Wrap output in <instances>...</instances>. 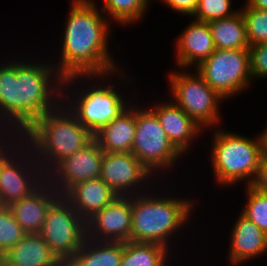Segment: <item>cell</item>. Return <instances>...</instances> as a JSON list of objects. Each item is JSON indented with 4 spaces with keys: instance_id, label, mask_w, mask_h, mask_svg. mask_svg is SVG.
I'll list each match as a JSON object with an SVG mask.
<instances>
[{
    "instance_id": "obj_33",
    "label": "cell",
    "mask_w": 267,
    "mask_h": 266,
    "mask_svg": "<svg viewBox=\"0 0 267 266\" xmlns=\"http://www.w3.org/2000/svg\"><path fill=\"white\" fill-rule=\"evenodd\" d=\"M3 126V128L1 129V130H3L4 129V131H0V133L1 132H3L2 134H7L8 132H10L11 134L13 133V131L15 130V129H13V128H11V127H7V126H5V125H2ZM5 128H6V130L7 129H9L8 131H7V133L5 132L6 130H5ZM12 132H11V131ZM5 132V133H4ZM2 138V139H1ZM3 138L4 139H6L7 140V137L5 138L4 136H0V160L11 150V146L12 145H14V144H11V142L9 143L8 141L9 140H7V141H5V140H3ZM3 141V142H2ZM5 141V142H4ZM4 143H7V145L5 146V144ZM4 144V145H3ZM9 144H11V145H9ZM6 148V149H5ZM9 148V149H8Z\"/></svg>"
},
{
    "instance_id": "obj_5",
    "label": "cell",
    "mask_w": 267,
    "mask_h": 266,
    "mask_svg": "<svg viewBox=\"0 0 267 266\" xmlns=\"http://www.w3.org/2000/svg\"><path fill=\"white\" fill-rule=\"evenodd\" d=\"M213 135L210 159L216 181L223 186H234L240 181L251 185L263 158L258 136L252 139L222 129Z\"/></svg>"
},
{
    "instance_id": "obj_13",
    "label": "cell",
    "mask_w": 267,
    "mask_h": 266,
    "mask_svg": "<svg viewBox=\"0 0 267 266\" xmlns=\"http://www.w3.org/2000/svg\"><path fill=\"white\" fill-rule=\"evenodd\" d=\"M131 222L130 196H118L85 221L86 238L109 242L130 241Z\"/></svg>"
},
{
    "instance_id": "obj_16",
    "label": "cell",
    "mask_w": 267,
    "mask_h": 266,
    "mask_svg": "<svg viewBox=\"0 0 267 266\" xmlns=\"http://www.w3.org/2000/svg\"><path fill=\"white\" fill-rule=\"evenodd\" d=\"M215 50L209 24L194 19L177 39L176 63L182 69L197 67Z\"/></svg>"
},
{
    "instance_id": "obj_31",
    "label": "cell",
    "mask_w": 267,
    "mask_h": 266,
    "mask_svg": "<svg viewBox=\"0 0 267 266\" xmlns=\"http://www.w3.org/2000/svg\"><path fill=\"white\" fill-rule=\"evenodd\" d=\"M199 0H162L169 8L184 15H194Z\"/></svg>"
},
{
    "instance_id": "obj_35",
    "label": "cell",
    "mask_w": 267,
    "mask_h": 266,
    "mask_svg": "<svg viewBox=\"0 0 267 266\" xmlns=\"http://www.w3.org/2000/svg\"><path fill=\"white\" fill-rule=\"evenodd\" d=\"M258 139L262 147L263 157H267V127L263 133L259 134Z\"/></svg>"
},
{
    "instance_id": "obj_3",
    "label": "cell",
    "mask_w": 267,
    "mask_h": 266,
    "mask_svg": "<svg viewBox=\"0 0 267 266\" xmlns=\"http://www.w3.org/2000/svg\"><path fill=\"white\" fill-rule=\"evenodd\" d=\"M93 138V134L62 103L38 118L21 135V140L26 141L25 144L34 153L45 175L59 162L86 146Z\"/></svg>"
},
{
    "instance_id": "obj_21",
    "label": "cell",
    "mask_w": 267,
    "mask_h": 266,
    "mask_svg": "<svg viewBox=\"0 0 267 266\" xmlns=\"http://www.w3.org/2000/svg\"><path fill=\"white\" fill-rule=\"evenodd\" d=\"M11 266H60L39 233L27 234L2 257Z\"/></svg>"
},
{
    "instance_id": "obj_19",
    "label": "cell",
    "mask_w": 267,
    "mask_h": 266,
    "mask_svg": "<svg viewBox=\"0 0 267 266\" xmlns=\"http://www.w3.org/2000/svg\"><path fill=\"white\" fill-rule=\"evenodd\" d=\"M230 239V264L237 266L267 252V234L242 213L233 227Z\"/></svg>"
},
{
    "instance_id": "obj_18",
    "label": "cell",
    "mask_w": 267,
    "mask_h": 266,
    "mask_svg": "<svg viewBox=\"0 0 267 266\" xmlns=\"http://www.w3.org/2000/svg\"><path fill=\"white\" fill-rule=\"evenodd\" d=\"M63 197L86 221L109 205L118 195L99 177L77 183Z\"/></svg>"
},
{
    "instance_id": "obj_30",
    "label": "cell",
    "mask_w": 267,
    "mask_h": 266,
    "mask_svg": "<svg viewBox=\"0 0 267 266\" xmlns=\"http://www.w3.org/2000/svg\"><path fill=\"white\" fill-rule=\"evenodd\" d=\"M252 78L267 77V42L249 47Z\"/></svg>"
},
{
    "instance_id": "obj_34",
    "label": "cell",
    "mask_w": 267,
    "mask_h": 266,
    "mask_svg": "<svg viewBox=\"0 0 267 266\" xmlns=\"http://www.w3.org/2000/svg\"><path fill=\"white\" fill-rule=\"evenodd\" d=\"M245 2L252 8L267 10V0H246Z\"/></svg>"
},
{
    "instance_id": "obj_2",
    "label": "cell",
    "mask_w": 267,
    "mask_h": 266,
    "mask_svg": "<svg viewBox=\"0 0 267 266\" xmlns=\"http://www.w3.org/2000/svg\"><path fill=\"white\" fill-rule=\"evenodd\" d=\"M71 5L60 62L54 64L64 78L63 89H69L78 78H103L118 70L107 49L110 26L102 11L93 0H73Z\"/></svg>"
},
{
    "instance_id": "obj_9",
    "label": "cell",
    "mask_w": 267,
    "mask_h": 266,
    "mask_svg": "<svg viewBox=\"0 0 267 266\" xmlns=\"http://www.w3.org/2000/svg\"><path fill=\"white\" fill-rule=\"evenodd\" d=\"M135 123L132 154L139 162L154 175L155 169L164 171L175 165L182 154L170 142L156 114L150 108H135Z\"/></svg>"
},
{
    "instance_id": "obj_12",
    "label": "cell",
    "mask_w": 267,
    "mask_h": 266,
    "mask_svg": "<svg viewBox=\"0 0 267 266\" xmlns=\"http://www.w3.org/2000/svg\"><path fill=\"white\" fill-rule=\"evenodd\" d=\"M103 154L93 138L82 149L59 162L46 175V180L63 196L77 183L100 177Z\"/></svg>"
},
{
    "instance_id": "obj_7",
    "label": "cell",
    "mask_w": 267,
    "mask_h": 266,
    "mask_svg": "<svg viewBox=\"0 0 267 266\" xmlns=\"http://www.w3.org/2000/svg\"><path fill=\"white\" fill-rule=\"evenodd\" d=\"M61 263H67L86 240L85 220L59 196L46 212L39 233Z\"/></svg>"
},
{
    "instance_id": "obj_29",
    "label": "cell",
    "mask_w": 267,
    "mask_h": 266,
    "mask_svg": "<svg viewBox=\"0 0 267 266\" xmlns=\"http://www.w3.org/2000/svg\"><path fill=\"white\" fill-rule=\"evenodd\" d=\"M231 3V0H199L193 16L195 20L207 23L212 20L230 17L239 11L232 10Z\"/></svg>"
},
{
    "instance_id": "obj_6",
    "label": "cell",
    "mask_w": 267,
    "mask_h": 266,
    "mask_svg": "<svg viewBox=\"0 0 267 266\" xmlns=\"http://www.w3.org/2000/svg\"><path fill=\"white\" fill-rule=\"evenodd\" d=\"M195 71L224 100L246 90L253 80L249 49H216Z\"/></svg>"
},
{
    "instance_id": "obj_23",
    "label": "cell",
    "mask_w": 267,
    "mask_h": 266,
    "mask_svg": "<svg viewBox=\"0 0 267 266\" xmlns=\"http://www.w3.org/2000/svg\"><path fill=\"white\" fill-rule=\"evenodd\" d=\"M215 49H249L241 10L230 17L208 22Z\"/></svg>"
},
{
    "instance_id": "obj_11",
    "label": "cell",
    "mask_w": 267,
    "mask_h": 266,
    "mask_svg": "<svg viewBox=\"0 0 267 266\" xmlns=\"http://www.w3.org/2000/svg\"><path fill=\"white\" fill-rule=\"evenodd\" d=\"M113 86L115 84L107 86L94 84L81 93L82 95L76 93L77 97L75 96L76 100L74 99L73 102L72 98L65 102V105L70 103L66 107L93 135L129 107L120 92L118 94V90H114Z\"/></svg>"
},
{
    "instance_id": "obj_36",
    "label": "cell",
    "mask_w": 267,
    "mask_h": 266,
    "mask_svg": "<svg viewBox=\"0 0 267 266\" xmlns=\"http://www.w3.org/2000/svg\"><path fill=\"white\" fill-rule=\"evenodd\" d=\"M0 266H11L2 257L0 258Z\"/></svg>"
},
{
    "instance_id": "obj_14",
    "label": "cell",
    "mask_w": 267,
    "mask_h": 266,
    "mask_svg": "<svg viewBox=\"0 0 267 266\" xmlns=\"http://www.w3.org/2000/svg\"><path fill=\"white\" fill-rule=\"evenodd\" d=\"M151 174L132 153L103 154L100 178L118 196L137 194Z\"/></svg>"
},
{
    "instance_id": "obj_24",
    "label": "cell",
    "mask_w": 267,
    "mask_h": 266,
    "mask_svg": "<svg viewBox=\"0 0 267 266\" xmlns=\"http://www.w3.org/2000/svg\"><path fill=\"white\" fill-rule=\"evenodd\" d=\"M167 255L164 245L126 241L121 266H166Z\"/></svg>"
},
{
    "instance_id": "obj_28",
    "label": "cell",
    "mask_w": 267,
    "mask_h": 266,
    "mask_svg": "<svg viewBox=\"0 0 267 266\" xmlns=\"http://www.w3.org/2000/svg\"><path fill=\"white\" fill-rule=\"evenodd\" d=\"M247 202L241 213L267 234V195L246 186Z\"/></svg>"
},
{
    "instance_id": "obj_25",
    "label": "cell",
    "mask_w": 267,
    "mask_h": 266,
    "mask_svg": "<svg viewBox=\"0 0 267 266\" xmlns=\"http://www.w3.org/2000/svg\"><path fill=\"white\" fill-rule=\"evenodd\" d=\"M152 1V0H151ZM150 0H103L100 11L109 14L114 21L123 25L139 21L148 8Z\"/></svg>"
},
{
    "instance_id": "obj_22",
    "label": "cell",
    "mask_w": 267,
    "mask_h": 266,
    "mask_svg": "<svg viewBox=\"0 0 267 266\" xmlns=\"http://www.w3.org/2000/svg\"><path fill=\"white\" fill-rule=\"evenodd\" d=\"M124 242L95 241L86 238L67 262L68 266H121Z\"/></svg>"
},
{
    "instance_id": "obj_15",
    "label": "cell",
    "mask_w": 267,
    "mask_h": 266,
    "mask_svg": "<svg viewBox=\"0 0 267 266\" xmlns=\"http://www.w3.org/2000/svg\"><path fill=\"white\" fill-rule=\"evenodd\" d=\"M59 196L60 194L45 179L35 191L8 207L27 234L40 233L47 210Z\"/></svg>"
},
{
    "instance_id": "obj_8",
    "label": "cell",
    "mask_w": 267,
    "mask_h": 266,
    "mask_svg": "<svg viewBox=\"0 0 267 266\" xmlns=\"http://www.w3.org/2000/svg\"><path fill=\"white\" fill-rule=\"evenodd\" d=\"M184 72V73H183ZM169 73L170 93L174 102L202 128L213 127L220 120L219 102L224 99L196 71Z\"/></svg>"
},
{
    "instance_id": "obj_4",
    "label": "cell",
    "mask_w": 267,
    "mask_h": 266,
    "mask_svg": "<svg viewBox=\"0 0 267 266\" xmlns=\"http://www.w3.org/2000/svg\"><path fill=\"white\" fill-rule=\"evenodd\" d=\"M142 194V195H141ZM140 195V196H139ZM138 193L131 199V232L130 241L155 243L169 248L168 239L173 232L184 226L192 216L194 209L189 199L160 198Z\"/></svg>"
},
{
    "instance_id": "obj_1",
    "label": "cell",
    "mask_w": 267,
    "mask_h": 266,
    "mask_svg": "<svg viewBox=\"0 0 267 266\" xmlns=\"http://www.w3.org/2000/svg\"><path fill=\"white\" fill-rule=\"evenodd\" d=\"M46 65L34 61L0 64V124H10L9 127L15 129L14 134L8 135L13 137H8L12 143H18L38 118L64 104L62 100L67 99L63 98L71 97L62 93L64 78L56 67Z\"/></svg>"
},
{
    "instance_id": "obj_10",
    "label": "cell",
    "mask_w": 267,
    "mask_h": 266,
    "mask_svg": "<svg viewBox=\"0 0 267 266\" xmlns=\"http://www.w3.org/2000/svg\"><path fill=\"white\" fill-rule=\"evenodd\" d=\"M23 143L24 142L22 140L18 144L15 143L16 147L12 146L13 147L12 150L9 151L0 160V205L1 206H9L13 202L21 200L22 198L28 196L33 191H35L46 179V176L42 171L41 166L38 163L36 164L37 161H35L36 159H34L35 156L32 150L29 147L27 148V145ZM17 145H19V148L21 146L22 153L21 150H19L16 154ZM25 149L27 150L26 152L23 151ZM21 156L24 158H22ZM25 158L26 159L29 158L28 160L29 162H27Z\"/></svg>"
},
{
    "instance_id": "obj_26",
    "label": "cell",
    "mask_w": 267,
    "mask_h": 266,
    "mask_svg": "<svg viewBox=\"0 0 267 266\" xmlns=\"http://www.w3.org/2000/svg\"><path fill=\"white\" fill-rule=\"evenodd\" d=\"M26 235L27 233L18 224L10 208L0 205V258Z\"/></svg>"
},
{
    "instance_id": "obj_27",
    "label": "cell",
    "mask_w": 267,
    "mask_h": 266,
    "mask_svg": "<svg viewBox=\"0 0 267 266\" xmlns=\"http://www.w3.org/2000/svg\"><path fill=\"white\" fill-rule=\"evenodd\" d=\"M240 10L245 20L249 46L267 42V10L252 8L247 3Z\"/></svg>"
},
{
    "instance_id": "obj_17",
    "label": "cell",
    "mask_w": 267,
    "mask_h": 266,
    "mask_svg": "<svg viewBox=\"0 0 267 266\" xmlns=\"http://www.w3.org/2000/svg\"><path fill=\"white\" fill-rule=\"evenodd\" d=\"M150 109L156 114L170 142L184 156L183 154L189 149L193 138L203 131L202 127L175 102L156 104Z\"/></svg>"
},
{
    "instance_id": "obj_37",
    "label": "cell",
    "mask_w": 267,
    "mask_h": 266,
    "mask_svg": "<svg viewBox=\"0 0 267 266\" xmlns=\"http://www.w3.org/2000/svg\"><path fill=\"white\" fill-rule=\"evenodd\" d=\"M60 266H68L67 263H62Z\"/></svg>"
},
{
    "instance_id": "obj_32",
    "label": "cell",
    "mask_w": 267,
    "mask_h": 266,
    "mask_svg": "<svg viewBox=\"0 0 267 266\" xmlns=\"http://www.w3.org/2000/svg\"><path fill=\"white\" fill-rule=\"evenodd\" d=\"M250 186L267 195V157L261 159L257 175Z\"/></svg>"
},
{
    "instance_id": "obj_20",
    "label": "cell",
    "mask_w": 267,
    "mask_h": 266,
    "mask_svg": "<svg viewBox=\"0 0 267 266\" xmlns=\"http://www.w3.org/2000/svg\"><path fill=\"white\" fill-rule=\"evenodd\" d=\"M135 106H130L93 135L103 152L132 153L136 131Z\"/></svg>"
}]
</instances>
